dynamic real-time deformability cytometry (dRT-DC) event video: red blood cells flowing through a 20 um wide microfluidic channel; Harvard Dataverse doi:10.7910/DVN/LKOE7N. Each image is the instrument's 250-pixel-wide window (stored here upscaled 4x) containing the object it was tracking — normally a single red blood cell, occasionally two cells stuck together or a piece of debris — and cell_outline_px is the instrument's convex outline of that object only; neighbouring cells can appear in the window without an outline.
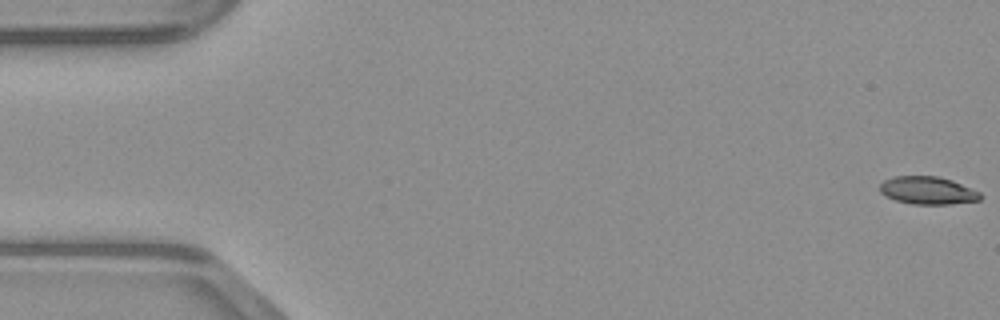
{"species": "common noctule bat (a hibernating species)", "species_latin": "Nyctalus noctula", "temperature_condition": "warm", "stored_images_in_passage": 49, "camera_frame_rate_fps": 3000, "um_per_image_px": 0.085, "animal": {"sex": "male", "body_mass_g": 23.1, "forearm_length_mm": 52.7}, "frame": {"image": 1, "passage_image": 1, "time_ms": 0.0, "image_size_px": [1000, 320], "cell_outline_px": [[980, 200], [952, 204], [912, 204], [896, 200], [884, 196], [880, 192], [880, 184], [884, 180], [892, 176], [940, 176], [952, 180], [980, 192]], "centroid_in_image_um": [78.83, 16.18], "position_along_channel_um": 6.2, "area_um2": 16.3}}
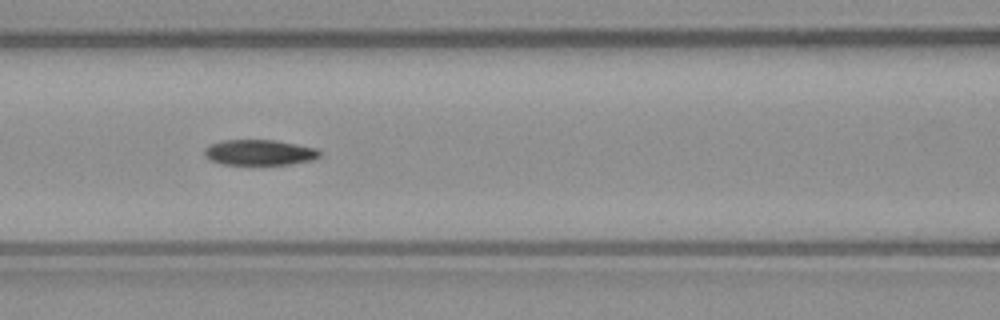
{"frame": {"image": 2, "passage_image": 21, "time_ms": 6.667, "image_size_px": [1000, 320], "cell_outline_px": [[320, 156], [312, 160], [292, 164], [220, 164], [208, 160], [204, 156], [204, 148], [208, 144], [224, 140], [276, 140], [316, 148], [320, 152]], "centroid_in_image_um": [22.0, 12.96], "position_along_channel_um": 144.6, "area_um2": 17.28}}
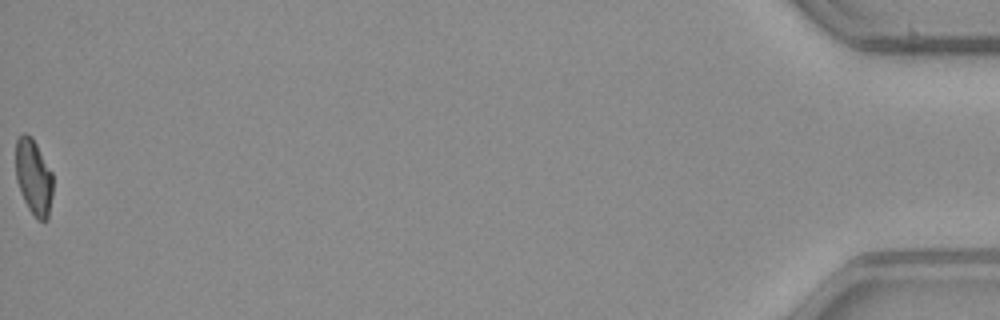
{"frame": {"image": 3, "passage_image": 49, "time_ms": 16.0, "image_size_px": [1000, 320], "cell_outline_px": [[52, 196], [48, 220], [36, 220], [28, 208], [20, 192], [16, 180], [16, 140], [24, 132], [32, 136], [52, 172]], "centroid_in_image_um": [2.86, 15.06], "position_along_channel_um": 432.3, "area_um2": 16.53}}